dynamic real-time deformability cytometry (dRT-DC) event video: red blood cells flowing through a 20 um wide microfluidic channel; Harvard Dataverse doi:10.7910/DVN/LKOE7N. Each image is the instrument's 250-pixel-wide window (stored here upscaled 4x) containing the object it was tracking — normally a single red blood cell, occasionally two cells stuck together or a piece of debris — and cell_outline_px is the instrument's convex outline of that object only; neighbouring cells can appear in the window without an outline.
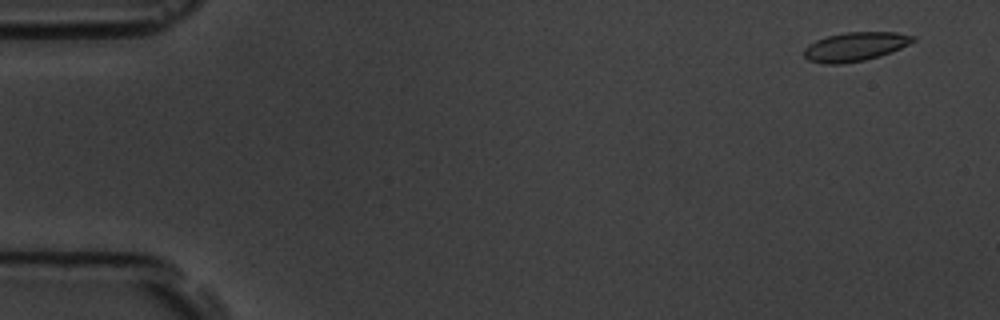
{"species": "common noctule bat (a hibernating species)", "species_latin": "Nyctalus noctula", "temperature_condition": "room temperature", "stored_images_in_passage": 5, "camera_frame_rate_fps": 3000, "um_per_image_px": 0.085, "animal": {"sex": "male", "body_mass_g": 19.5, "forearm_length_mm": 54.6}, "frame": {"image": 1, "passage_image": 1, "time_ms": 0.0, "image_size_px": [1000, 320], "cell_outline_px": [[916, 40], [892, 52], [880, 56], [864, 60], [840, 64], [824, 64], [808, 60], [804, 56], [804, 48], [808, 44], [816, 40], [828, 36], [844, 32], [896, 32], [916, 36]], "centroid_in_image_um": [72.69, 3.96], "position_along_channel_um": 12.3, "area_um2": 18.44}}
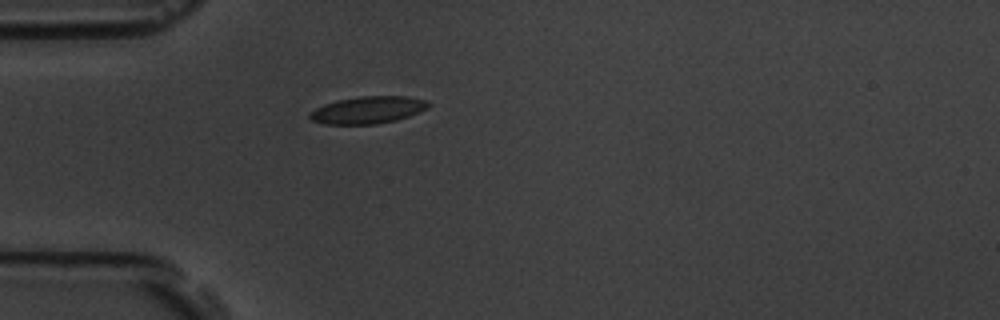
{"frame": {"image": 2, "passage_image": 5, "time_ms": 4.333, "image_size_px": [1000, 320], "cell_outline_px": [[432, 104], [428, 108], [408, 116], [396, 120], [376, 124], [324, 124], [312, 120], [308, 116], [308, 112], [324, 104], [336, 100], [360, 96], [408, 96], [424, 100]], "centroid_in_image_um": [31.25, 9.34], "position_along_channel_um": 53.8, "area_um2": 18.84}}